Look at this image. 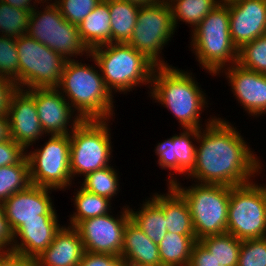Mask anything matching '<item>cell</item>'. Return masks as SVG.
I'll return each instance as SVG.
<instances>
[{
  "label": "cell",
  "mask_w": 266,
  "mask_h": 266,
  "mask_svg": "<svg viewBox=\"0 0 266 266\" xmlns=\"http://www.w3.org/2000/svg\"><path fill=\"white\" fill-rule=\"evenodd\" d=\"M0 77L13 80L19 88V56L16 39L0 36Z\"/></svg>",
  "instance_id": "cell-35"
},
{
  "label": "cell",
  "mask_w": 266,
  "mask_h": 266,
  "mask_svg": "<svg viewBox=\"0 0 266 266\" xmlns=\"http://www.w3.org/2000/svg\"><path fill=\"white\" fill-rule=\"evenodd\" d=\"M18 89L16 83L5 77H0V115H5L13 93Z\"/></svg>",
  "instance_id": "cell-41"
},
{
  "label": "cell",
  "mask_w": 266,
  "mask_h": 266,
  "mask_svg": "<svg viewBox=\"0 0 266 266\" xmlns=\"http://www.w3.org/2000/svg\"><path fill=\"white\" fill-rule=\"evenodd\" d=\"M0 266H38L36 258L23 257L11 252L0 254Z\"/></svg>",
  "instance_id": "cell-43"
},
{
  "label": "cell",
  "mask_w": 266,
  "mask_h": 266,
  "mask_svg": "<svg viewBox=\"0 0 266 266\" xmlns=\"http://www.w3.org/2000/svg\"><path fill=\"white\" fill-rule=\"evenodd\" d=\"M237 266H266V237L243 240Z\"/></svg>",
  "instance_id": "cell-37"
},
{
  "label": "cell",
  "mask_w": 266,
  "mask_h": 266,
  "mask_svg": "<svg viewBox=\"0 0 266 266\" xmlns=\"http://www.w3.org/2000/svg\"><path fill=\"white\" fill-rule=\"evenodd\" d=\"M142 202L138 209H133L128 205L130 218L137 227L158 245L167 233L164 212L151 197L145 198V201Z\"/></svg>",
  "instance_id": "cell-25"
},
{
  "label": "cell",
  "mask_w": 266,
  "mask_h": 266,
  "mask_svg": "<svg viewBox=\"0 0 266 266\" xmlns=\"http://www.w3.org/2000/svg\"><path fill=\"white\" fill-rule=\"evenodd\" d=\"M12 242L13 233L8 225L6 217L4 216L2 203H0V254L10 252Z\"/></svg>",
  "instance_id": "cell-42"
},
{
  "label": "cell",
  "mask_w": 266,
  "mask_h": 266,
  "mask_svg": "<svg viewBox=\"0 0 266 266\" xmlns=\"http://www.w3.org/2000/svg\"><path fill=\"white\" fill-rule=\"evenodd\" d=\"M117 169L113 166H108L106 168L96 170L88 173L84 176L82 184L80 187L85 191H88L99 196H104L109 198L111 201L114 196L120 192V182Z\"/></svg>",
  "instance_id": "cell-32"
},
{
  "label": "cell",
  "mask_w": 266,
  "mask_h": 266,
  "mask_svg": "<svg viewBox=\"0 0 266 266\" xmlns=\"http://www.w3.org/2000/svg\"><path fill=\"white\" fill-rule=\"evenodd\" d=\"M110 21L108 3L102 0L78 25L80 38L89 51L111 43Z\"/></svg>",
  "instance_id": "cell-24"
},
{
  "label": "cell",
  "mask_w": 266,
  "mask_h": 266,
  "mask_svg": "<svg viewBox=\"0 0 266 266\" xmlns=\"http://www.w3.org/2000/svg\"><path fill=\"white\" fill-rule=\"evenodd\" d=\"M196 236L167 232L159 242L161 266H188Z\"/></svg>",
  "instance_id": "cell-27"
},
{
  "label": "cell",
  "mask_w": 266,
  "mask_h": 266,
  "mask_svg": "<svg viewBox=\"0 0 266 266\" xmlns=\"http://www.w3.org/2000/svg\"><path fill=\"white\" fill-rule=\"evenodd\" d=\"M88 58L94 66L77 59L67 60L56 89L82 120H114V96L106 88L95 59L90 54Z\"/></svg>",
  "instance_id": "cell-3"
},
{
  "label": "cell",
  "mask_w": 266,
  "mask_h": 266,
  "mask_svg": "<svg viewBox=\"0 0 266 266\" xmlns=\"http://www.w3.org/2000/svg\"><path fill=\"white\" fill-rule=\"evenodd\" d=\"M120 260L113 254L85 251L77 266H115Z\"/></svg>",
  "instance_id": "cell-39"
},
{
  "label": "cell",
  "mask_w": 266,
  "mask_h": 266,
  "mask_svg": "<svg viewBox=\"0 0 266 266\" xmlns=\"http://www.w3.org/2000/svg\"><path fill=\"white\" fill-rule=\"evenodd\" d=\"M53 189L30 184L2 203L4 216L12 233L25 221L58 220L50 196Z\"/></svg>",
  "instance_id": "cell-14"
},
{
  "label": "cell",
  "mask_w": 266,
  "mask_h": 266,
  "mask_svg": "<svg viewBox=\"0 0 266 266\" xmlns=\"http://www.w3.org/2000/svg\"><path fill=\"white\" fill-rule=\"evenodd\" d=\"M45 145L26 149L32 185L65 191L72 185L70 173V136L48 135Z\"/></svg>",
  "instance_id": "cell-12"
},
{
  "label": "cell",
  "mask_w": 266,
  "mask_h": 266,
  "mask_svg": "<svg viewBox=\"0 0 266 266\" xmlns=\"http://www.w3.org/2000/svg\"><path fill=\"white\" fill-rule=\"evenodd\" d=\"M30 14L0 1V36L17 39L27 34Z\"/></svg>",
  "instance_id": "cell-33"
},
{
  "label": "cell",
  "mask_w": 266,
  "mask_h": 266,
  "mask_svg": "<svg viewBox=\"0 0 266 266\" xmlns=\"http://www.w3.org/2000/svg\"><path fill=\"white\" fill-rule=\"evenodd\" d=\"M231 91L250 117L266 115V74L241 67L238 63L224 68ZM264 114V115H263Z\"/></svg>",
  "instance_id": "cell-18"
},
{
  "label": "cell",
  "mask_w": 266,
  "mask_h": 266,
  "mask_svg": "<svg viewBox=\"0 0 266 266\" xmlns=\"http://www.w3.org/2000/svg\"><path fill=\"white\" fill-rule=\"evenodd\" d=\"M65 20L79 25L102 0H54Z\"/></svg>",
  "instance_id": "cell-36"
},
{
  "label": "cell",
  "mask_w": 266,
  "mask_h": 266,
  "mask_svg": "<svg viewBox=\"0 0 266 266\" xmlns=\"http://www.w3.org/2000/svg\"><path fill=\"white\" fill-rule=\"evenodd\" d=\"M181 130L179 135L175 134L163 140V142H158L154 149L158 157L157 164L162 169L170 171L166 180L167 185L170 186L178 181L177 178H174L175 173L186 177L193 170L196 163L197 146L195 143L198 141L199 129L181 128Z\"/></svg>",
  "instance_id": "cell-15"
},
{
  "label": "cell",
  "mask_w": 266,
  "mask_h": 266,
  "mask_svg": "<svg viewBox=\"0 0 266 266\" xmlns=\"http://www.w3.org/2000/svg\"><path fill=\"white\" fill-rule=\"evenodd\" d=\"M207 120L206 127L199 129L196 163L186 179L226 186H240L256 180L264 165L239 133L241 131L221 117Z\"/></svg>",
  "instance_id": "cell-1"
},
{
  "label": "cell",
  "mask_w": 266,
  "mask_h": 266,
  "mask_svg": "<svg viewBox=\"0 0 266 266\" xmlns=\"http://www.w3.org/2000/svg\"><path fill=\"white\" fill-rule=\"evenodd\" d=\"M173 16L174 27L178 22L189 24L192 31L198 24L219 5L217 0H168Z\"/></svg>",
  "instance_id": "cell-29"
},
{
  "label": "cell",
  "mask_w": 266,
  "mask_h": 266,
  "mask_svg": "<svg viewBox=\"0 0 266 266\" xmlns=\"http://www.w3.org/2000/svg\"><path fill=\"white\" fill-rule=\"evenodd\" d=\"M191 51L211 76L237 64L238 49L230 35L229 8L219 4L191 31ZM193 49V50H192Z\"/></svg>",
  "instance_id": "cell-5"
},
{
  "label": "cell",
  "mask_w": 266,
  "mask_h": 266,
  "mask_svg": "<svg viewBox=\"0 0 266 266\" xmlns=\"http://www.w3.org/2000/svg\"><path fill=\"white\" fill-rule=\"evenodd\" d=\"M172 186L188 204L196 240L227 233L229 197L233 186L193 182L184 188L179 181Z\"/></svg>",
  "instance_id": "cell-6"
},
{
  "label": "cell",
  "mask_w": 266,
  "mask_h": 266,
  "mask_svg": "<svg viewBox=\"0 0 266 266\" xmlns=\"http://www.w3.org/2000/svg\"><path fill=\"white\" fill-rule=\"evenodd\" d=\"M207 248L197 240L192 248L190 262L188 266H219Z\"/></svg>",
  "instance_id": "cell-40"
},
{
  "label": "cell",
  "mask_w": 266,
  "mask_h": 266,
  "mask_svg": "<svg viewBox=\"0 0 266 266\" xmlns=\"http://www.w3.org/2000/svg\"><path fill=\"white\" fill-rule=\"evenodd\" d=\"M116 217L112 212L81 221L75 228L80 234L85 251L120 256L124 229L131 220L128 205ZM114 215V216H113Z\"/></svg>",
  "instance_id": "cell-13"
},
{
  "label": "cell",
  "mask_w": 266,
  "mask_h": 266,
  "mask_svg": "<svg viewBox=\"0 0 266 266\" xmlns=\"http://www.w3.org/2000/svg\"><path fill=\"white\" fill-rule=\"evenodd\" d=\"M26 157V149L13 139L0 142V167L20 163Z\"/></svg>",
  "instance_id": "cell-38"
},
{
  "label": "cell",
  "mask_w": 266,
  "mask_h": 266,
  "mask_svg": "<svg viewBox=\"0 0 266 266\" xmlns=\"http://www.w3.org/2000/svg\"><path fill=\"white\" fill-rule=\"evenodd\" d=\"M120 258L146 266H161L158 245L130 220L124 229Z\"/></svg>",
  "instance_id": "cell-23"
},
{
  "label": "cell",
  "mask_w": 266,
  "mask_h": 266,
  "mask_svg": "<svg viewBox=\"0 0 266 266\" xmlns=\"http://www.w3.org/2000/svg\"><path fill=\"white\" fill-rule=\"evenodd\" d=\"M76 191V195L73 196V207L76 212L70 215L68 226L76 227L83 220L112 213L109 198L90 193L81 187Z\"/></svg>",
  "instance_id": "cell-28"
},
{
  "label": "cell",
  "mask_w": 266,
  "mask_h": 266,
  "mask_svg": "<svg viewBox=\"0 0 266 266\" xmlns=\"http://www.w3.org/2000/svg\"><path fill=\"white\" fill-rule=\"evenodd\" d=\"M35 103L47 136L69 135L83 121L56 88L35 89Z\"/></svg>",
  "instance_id": "cell-17"
},
{
  "label": "cell",
  "mask_w": 266,
  "mask_h": 266,
  "mask_svg": "<svg viewBox=\"0 0 266 266\" xmlns=\"http://www.w3.org/2000/svg\"><path fill=\"white\" fill-rule=\"evenodd\" d=\"M175 31L171 6L168 0H161L140 6L137 23L127 43L156 66H169L161 53L164 46L171 42Z\"/></svg>",
  "instance_id": "cell-11"
},
{
  "label": "cell",
  "mask_w": 266,
  "mask_h": 266,
  "mask_svg": "<svg viewBox=\"0 0 266 266\" xmlns=\"http://www.w3.org/2000/svg\"><path fill=\"white\" fill-rule=\"evenodd\" d=\"M192 72L177 67L156 66L149 96L171 111L183 129H201V114L209 107L206 91L196 82ZM201 123V124H200Z\"/></svg>",
  "instance_id": "cell-2"
},
{
  "label": "cell",
  "mask_w": 266,
  "mask_h": 266,
  "mask_svg": "<svg viewBox=\"0 0 266 266\" xmlns=\"http://www.w3.org/2000/svg\"><path fill=\"white\" fill-rule=\"evenodd\" d=\"M168 192L152 193L150 197L164 212L167 232L186 236H196L192 217L184 197L171 185H167Z\"/></svg>",
  "instance_id": "cell-22"
},
{
  "label": "cell",
  "mask_w": 266,
  "mask_h": 266,
  "mask_svg": "<svg viewBox=\"0 0 266 266\" xmlns=\"http://www.w3.org/2000/svg\"><path fill=\"white\" fill-rule=\"evenodd\" d=\"M126 266H146V265L126 259Z\"/></svg>",
  "instance_id": "cell-47"
},
{
  "label": "cell",
  "mask_w": 266,
  "mask_h": 266,
  "mask_svg": "<svg viewBox=\"0 0 266 266\" xmlns=\"http://www.w3.org/2000/svg\"><path fill=\"white\" fill-rule=\"evenodd\" d=\"M85 252L75 227L63 225L51 244L36 257L38 266H77Z\"/></svg>",
  "instance_id": "cell-21"
},
{
  "label": "cell",
  "mask_w": 266,
  "mask_h": 266,
  "mask_svg": "<svg viewBox=\"0 0 266 266\" xmlns=\"http://www.w3.org/2000/svg\"><path fill=\"white\" fill-rule=\"evenodd\" d=\"M9 5L16 7L18 9L33 11L38 4L42 3V0H1ZM33 2V3H32ZM38 3V4H37Z\"/></svg>",
  "instance_id": "cell-44"
},
{
  "label": "cell",
  "mask_w": 266,
  "mask_h": 266,
  "mask_svg": "<svg viewBox=\"0 0 266 266\" xmlns=\"http://www.w3.org/2000/svg\"><path fill=\"white\" fill-rule=\"evenodd\" d=\"M61 227L60 220L25 221L13 232L10 252L36 258L51 244Z\"/></svg>",
  "instance_id": "cell-20"
},
{
  "label": "cell",
  "mask_w": 266,
  "mask_h": 266,
  "mask_svg": "<svg viewBox=\"0 0 266 266\" xmlns=\"http://www.w3.org/2000/svg\"><path fill=\"white\" fill-rule=\"evenodd\" d=\"M12 140L11 128L7 114L0 115V142Z\"/></svg>",
  "instance_id": "cell-45"
},
{
  "label": "cell",
  "mask_w": 266,
  "mask_h": 266,
  "mask_svg": "<svg viewBox=\"0 0 266 266\" xmlns=\"http://www.w3.org/2000/svg\"><path fill=\"white\" fill-rule=\"evenodd\" d=\"M237 63L245 69L266 74V34L238 49Z\"/></svg>",
  "instance_id": "cell-34"
},
{
  "label": "cell",
  "mask_w": 266,
  "mask_h": 266,
  "mask_svg": "<svg viewBox=\"0 0 266 266\" xmlns=\"http://www.w3.org/2000/svg\"><path fill=\"white\" fill-rule=\"evenodd\" d=\"M122 1H126L138 6H145V5H152L154 3H158L161 0H122Z\"/></svg>",
  "instance_id": "cell-46"
},
{
  "label": "cell",
  "mask_w": 266,
  "mask_h": 266,
  "mask_svg": "<svg viewBox=\"0 0 266 266\" xmlns=\"http://www.w3.org/2000/svg\"><path fill=\"white\" fill-rule=\"evenodd\" d=\"M106 88L112 95L127 94L145 84L151 87L156 65L128 43H109L90 50Z\"/></svg>",
  "instance_id": "cell-4"
},
{
  "label": "cell",
  "mask_w": 266,
  "mask_h": 266,
  "mask_svg": "<svg viewBox=\"0 0 266 266\" xmlns=\"http://www.w3.org/2000/svg\"><path fill=\"white\" fill-rule=\"evenodd\" d=\"M258 184L231 188L227 233L241 241L266 237V184Z\"/></svg>",
  "instance_id": "cell-9"
},
{
  "label": "cell",
  "mask_w": 266,
  "mask_h": 266,
  "mask_svg": "<svg viewBox=\"0 0 266 266\" xmlns=\"http://www.w3.org/2000/svg\"><path fill=\"white\" fill-rule=\"evenodd\" d=\"M29 163L25 157L20 163L0 167V203L29 185Z\"/></svg>",
  "instance_id": "cell-31"
},
{
  "label": "cell",
  "mask_w": 266,
  "mask_h": 266,
  "mask_svg": "<svg viewBox=\"0 0 266 266\" xmlns=\"http://www.w3.org/2000/svg\"><path fill=\"white\" fill-rule=\"evenodd\" d=\"M115 266H126V259H122Z\"/></svg>",
  "instance_id": "cell-48"
},
{
  "label": "cell",
  "mask_w": 266,
  "mask_h": 266,
  "mask_svg": "<svg viewBox=\"0 0 266 266\" xmlns=\"http://www.w3.org/2000/svg\"><path fill=\"white\" fill-rule=\"evenodd\" d=\"M105 1L111 17V43H127L137 23L140 6L122 0Z\"/></svg>",
  "instance_id": "cell-26"
},
{
  "label": "cell",
  "mask_w": 266,
  "mask_h": 266,
  "mask_svg": "<svg viewBox=\"0 0 266 266\" xmlns=\"http://www.w3.org/2000/svg\"><path fill=\"white\" fill-rule=\"evenodd\" d=\"M226 5L230 35L237 49L266 34V0H236Z\"/></svg>",
  "instance_id": "cell-19"
},
{
  "label": "cell",
  "mask_w": 266,
  "mask_h": 266,
  "mask_svg": "<svg viewBox=\"0 0 266 266\" xmlns=\"http://www.w3.org/2000/svg\"><path fill=\"white\" fill-rule=\"evenodd\" d=\"M110 121L83 120L69 134L72 180L110 166L113 157Z\"/></svg>",
  "instance_id": "cell-7"
},
{
  "label": "cell",
  "mask_w": 266,
  "mask_h": 266,
  "mask_svg": "<svg viewBox=\"0 0 266 266\" xmlns=\"http://www.w3.org/2000/svg\"><path fill=\"white\" fill-rule=\"evenodd\" d=\"M19 56V88H57L66 59L28 34L16 39Z\"/></svg>",
  "instance_id": "cell-10"
},
{
  "label": "cell",
  "mask_w": 266,
  "mask_h": 266,
  "mask_svg": "<svg viewBox=\"0 0 266 266\" xmlns=\"http://www.w3.org/2000/svg\"><path fill=\"white\" fill-rule=\"evenodd\" d=\"M213 254L219 266H237L242 241L229 233L209 235L199 240Z\"/></svg>",
  "instance_id": "cell-30"
},
{
  "label": "cell",
  "mask_w": 266,
  "mask_h": 266,
  "mask_svg": "<svg viewBox=\"0 0 266 266\" xmlns=\"http://www.w3.org/2000/svg\"><path fill=\"white\" fill-rule=\"evenodd\" d=\"M7 116L12 139L25 149L47 137L42 129L35 103V89L18 88L12 95Z\"/></svg>",
  "instance_id": "cell-16"
},
{
  "label": "cell",
  "mask_w": 266,
  "mask_h": 266,
  "mask_svg": "<svg viewBox=\"0 0 266 266\" xmlns=\"http://www.w3.org/2000/svg\"><path fill=\"white\" fill-rule=\"evenodd\" d=\"M42 3L40 7L37 6L31 11L27 34L61 54L66 60L83 55L87 57L90 51L80 38L78 26L65 20L54 2L43 1Z\"/></svg>",
  "instance_id": "cell-8"
}]
</instances>
